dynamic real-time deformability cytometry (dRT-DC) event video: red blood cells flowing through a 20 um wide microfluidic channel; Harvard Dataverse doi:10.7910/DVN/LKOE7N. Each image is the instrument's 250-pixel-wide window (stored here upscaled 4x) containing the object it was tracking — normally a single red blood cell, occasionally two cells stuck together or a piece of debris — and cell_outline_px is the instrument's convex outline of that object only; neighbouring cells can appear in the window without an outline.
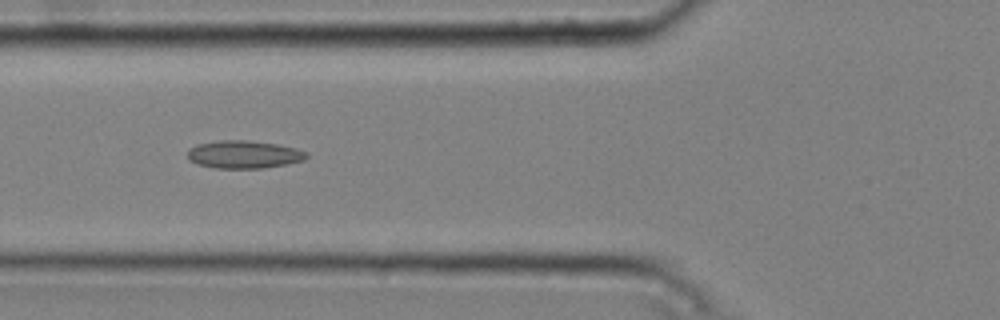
{"species": "common noctule bat (a hibernating species)", "species_latin": "Nyctalus noctula", "temperature_condition": "cold", "stored_images_in_passage": 4, "camera_frame_rate_fps": 3000, "um_per_image_px": 0.085, "animal": {"sex": "male", "body_mass_g": 20.4}, "frame": {"image": 1, "passage_image": 3, "time_ms": 0.667, "image_size_px": [1000, 320], "cell_outline_px": [[308, 156], [304, 160], [288, 164], [264, 168], [216, 168], [196, 164], [188, 160], [188, 148], [196, 144], [220, 140], [248, 140], [280, 144], [296, 148], [308, 152]], "centroid_in_image_um": [20.73, 13.12], "position_along_channel_um": 105.1, "area_um2": 19.59}}
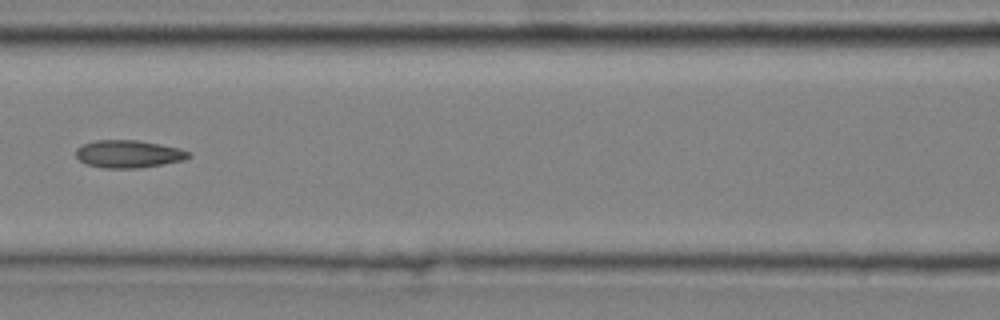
{"frame": {"image": 2, "passage_image": 4, "time_ms": 1.0, "image_size_px": [1000, 320], "cell_outline_px": [[192, 156], [184, 160], [164, 164], [140, 168], [104, 168], [88, 164], [80, 160], [76, 156], [76, 148], [80, 144], [96, 140], [136, 140], [160, 144], [180, 148], [188, 152]], "centroid_in_image_um": [10.92, 13.08], "position_along_channel_um": 155.7, "area_um2": 18.21}}